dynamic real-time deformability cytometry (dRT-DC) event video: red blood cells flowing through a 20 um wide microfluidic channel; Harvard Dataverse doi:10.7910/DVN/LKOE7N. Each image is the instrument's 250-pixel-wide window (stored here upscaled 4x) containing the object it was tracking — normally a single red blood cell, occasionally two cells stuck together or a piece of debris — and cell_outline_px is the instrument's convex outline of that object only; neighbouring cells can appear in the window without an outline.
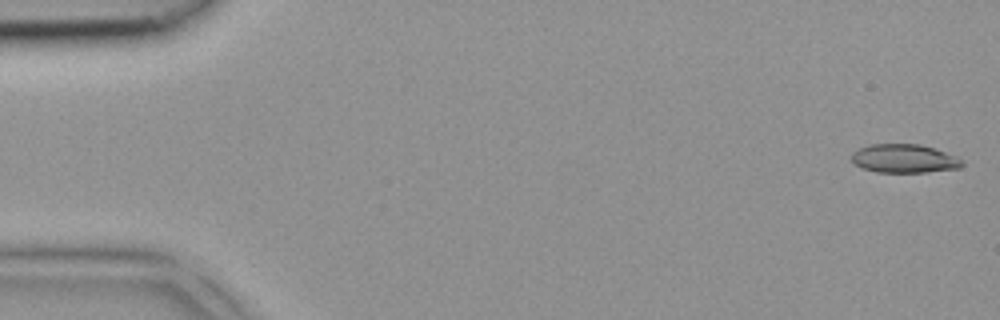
{"species": "common noctule bat (a hibernating species)", "species_latin": "Nyctalus noctula", "temperature_condition": "room temperature", "stored_images_in_passage": 5, "segment_of_instrument_passage": [2, 2], "camera_frame_rate_fps": 3000, "um_per_image_px": 0.085, "animal": {"sex": "female", "body_mass_g": 18.4}, "frame": {"image": 1, "passage_image": 5, "time_ms": 1.333, "image_size_px": [1000, 320], "cell_outline_px": [[964, 164], [960, 168], [924, 172], [876, 172], [860, 168], [852, 160], [852, 152], [856, 148], [868, 144], [920, 144], [936, 148], [956, 156]], "centroid_in_image_um": [76.82, 13.47], "position_along_channel_um": 8.2, "area_um2": 18.61}}